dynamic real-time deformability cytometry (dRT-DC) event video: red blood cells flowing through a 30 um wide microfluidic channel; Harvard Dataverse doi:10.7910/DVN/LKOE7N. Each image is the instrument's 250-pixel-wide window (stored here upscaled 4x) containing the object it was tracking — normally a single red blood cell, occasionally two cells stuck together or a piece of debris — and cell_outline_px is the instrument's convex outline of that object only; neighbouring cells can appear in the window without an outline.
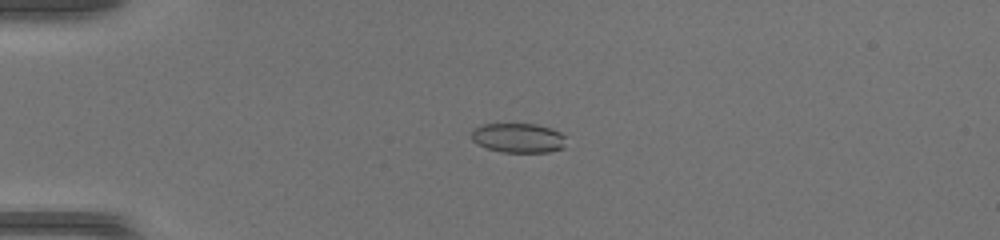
{"species": "common noctule bat (a hibernating species)", "species_latin": "Nyctalus noctula", "temperature_condition": "warm", "stored_images_in_passage": 47, "camera_frame_rate_fps": 3000, "um_per_image_px": 0.085, "animal": {"sex": "female", "body_mass_g": 17.0, "forearm_length_mm": 48.0}, "frame": {"image": 1, "passage_image": 12, "time_ms": 3.667, "image_size_px": [1000, 240], "cell_outline_px": [[564, 148], [548, 152], [504, 152], [488, 148], [476, 144], [472, 140], [472, 128], [480, 124], [536, 124], [560, 132], [564, 136]], "centroid_in_image_um": [44.01, 11.72], "position_along_channel_um": 41.0, "area_um2": 16.24}}
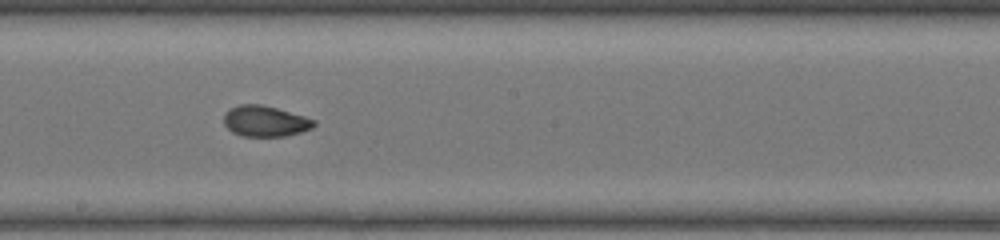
{"frame": {"image": 2, "passage_image": 27, "time_ms": 8.667, "image_size_px": [1000, 240], "cell_outline_px": [[316, 124], [312, 128], [300, 132], [284, 136], [244, 136], [232, 132], [224, 124], [224, 112], [240, 104], [260, 104], [276, 108], [304, 116], [316, 120]], "centroid_in_image_um": [22.54, 10.3], "position_along_channel_um": 225.7, "area_um2": 16.07}}
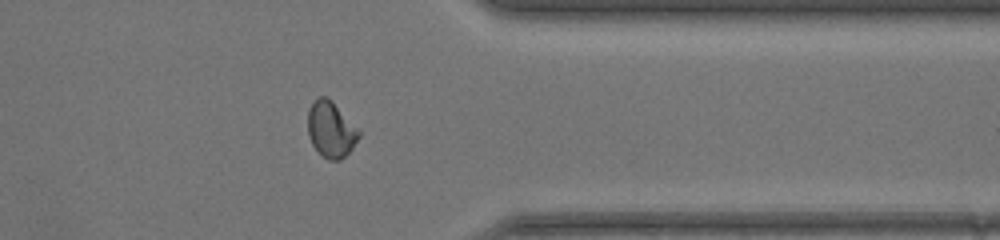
{"frame": {"image": 3, "passage_image": 38, "time_ms": 12.333, "image_size_px": [1000, 240], "cell_outline_px": [[360, 136], [352, 148], [340, 160], [328, 160], [312, 144], [308, 136], [308, 112], [312, 104], [320, 96], [324, 96], [332, 100], [360, 132]], "centroid_in_image_um": [28.12, 11.01], "position_along_channel_um": 383.3, "area_um2": 16.24}}